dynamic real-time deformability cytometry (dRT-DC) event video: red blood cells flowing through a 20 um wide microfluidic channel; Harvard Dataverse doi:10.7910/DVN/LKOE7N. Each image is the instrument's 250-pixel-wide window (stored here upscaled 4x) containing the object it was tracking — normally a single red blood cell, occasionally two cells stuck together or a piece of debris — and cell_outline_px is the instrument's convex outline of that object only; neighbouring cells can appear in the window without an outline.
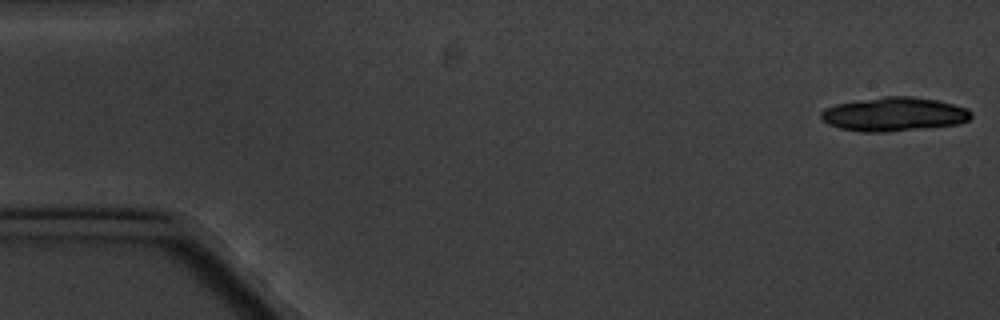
{"species": "common noctule bat (a hibernating species)", "species_latin": "Nyctalus noctula", "temperature_condition": "cold", "stored_images_in_passage": 10, "camera_frame_rate_fps": 3000, "um_per_image_px": 0.085, "animal": {"sex": "male", "body_mass_g": 20.1, "forearm_length_mm": 53.5}, "frame": {"image": 1, "passage_image": 1, "time_ms": 0.0, "image_size_px": [1000, 320], "cell_outline_px": [[972, 116], [968, 120], [960, 124], [928, 128], [884, 132], [860, 132], [840, 128], [828, 124], [820, 120], [820, 112], [824, 108], [836, 104], [884, 96], [912, 96], [936, 100], [968, 108], [972, 112]], "centroid_in_image_um": [75.98, 9.72], "position_along_channel_um": 9.0, "area_um2": 29.88}}
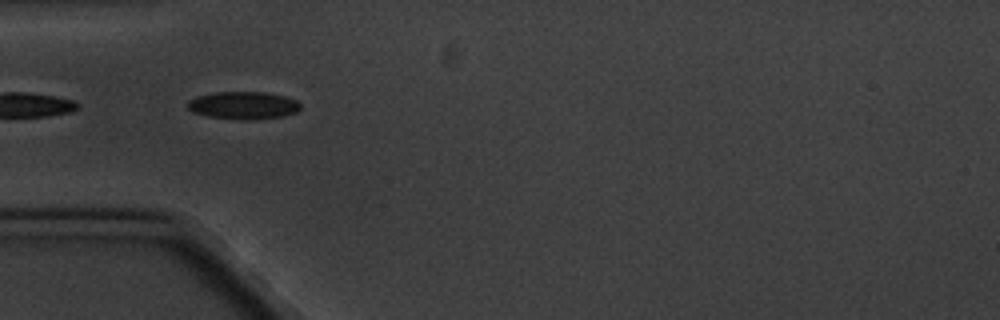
{"frame": {"image": 2, "passage_image": 6, "time_ms": 5.667, "image_size_px": [1000, 320], "cell_outline_px": [[300, 108], [296, 112], [284, 116], [248, 120], [244, 120], [208, 116], [192, 112], [188, 108], [188, 100], [196, 96], [216, 92], [264, 92], [284, 96], [296, 100], [300, 104]], "centroid_in_image_um": [20.67, 8.95], "position_along_channel_um": 64.3, "area_um2": 18.09}}